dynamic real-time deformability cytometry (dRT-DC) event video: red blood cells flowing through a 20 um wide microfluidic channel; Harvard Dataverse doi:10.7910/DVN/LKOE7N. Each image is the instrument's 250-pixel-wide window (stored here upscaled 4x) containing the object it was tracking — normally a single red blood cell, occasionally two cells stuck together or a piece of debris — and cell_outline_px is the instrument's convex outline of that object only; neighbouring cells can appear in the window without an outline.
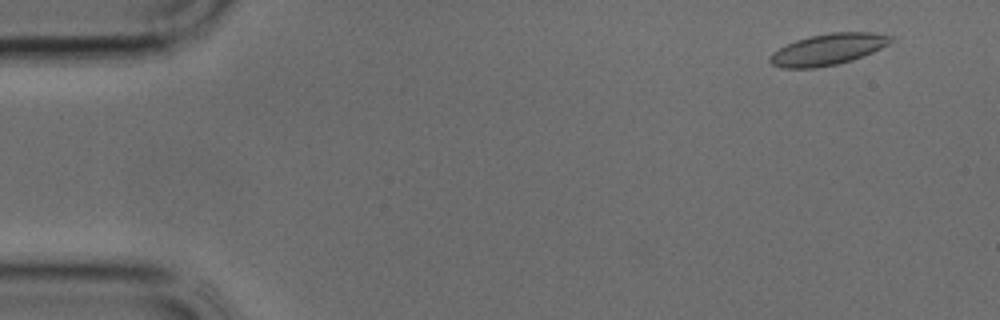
{"species": "common noctule bat (a hibernating species)", "species_latin": "Nyctalus noctula", "temperature_condition": "cold", "stored_images_in_passage": 38, "camera_frame_rate_fps": 3000, "um_per_image_px": 0.085, "animal": {"sex": "male", "body_mass_g": 17.9, "forearm_length_mm": 54.2}, "frame": {"image": 1, "passage_image": 3, "time_ms": 0.667, "image_size_px": [1000, 320], "cell_outline_px": [[896, 40], [872, 52], [852, 60], [836, 64], [816, 68], [780, 68], [772, 64], [768, 60], [768, 56], [772, 52], [796, 40], [812, 36], [832, 32], [872, 32], [892, 36]], "centroid_in_image_um": [70.37, 4.2], "position_along_channel_um": 14.6, "area_um2": 21.96}}
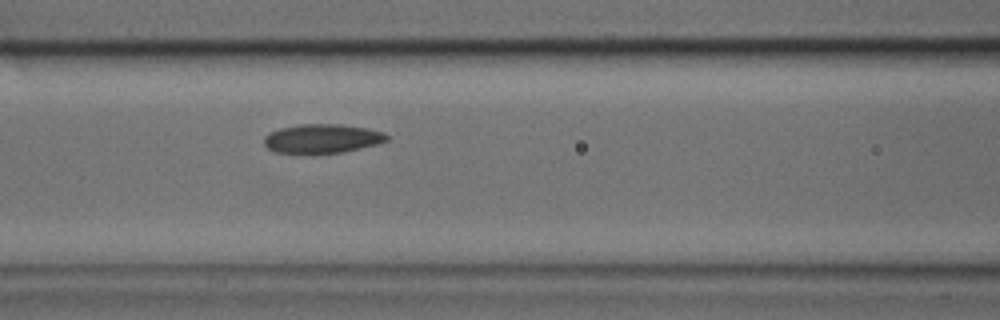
{"frame": {"image": 2, "passage_image": 16, "time_ms": 5.0, "image_size_px": [1000, 320], "cell_outline_px": [[388, 140], [376, 144], [344, 152], [276, 152], [268, 148], [264, 144], [264, 136], [268, 132], [280, 128], [300, 124], [340, 124], [368, 128], [384, 132], [388, 136]], "centroid_in_image_um": [27.39, 11.75], "position_along_channel_um": 139.2, "area_um2": 20.52}}
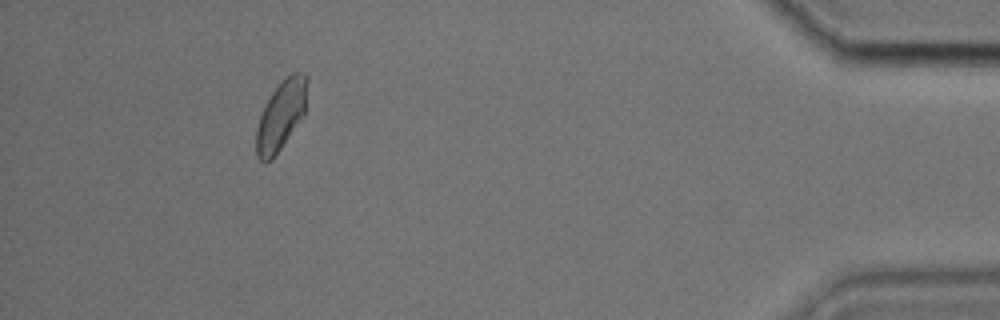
{"frame": {"image": 3, "passage_image": 35, "time_ms": 11.333, "image_size_px": [1000, 320], "cell_outline_px": [[308, 80], [304, 116], [272, 160], [260, 160], [256, 156], [256, 128], [260, 116], [272, 92], [292, 72], [304, 72], [308, 76]], "centroid_in_image_um": [23.91, 9.8], "position_along_channel_um": 411.3, "area_um2": 20.4}}